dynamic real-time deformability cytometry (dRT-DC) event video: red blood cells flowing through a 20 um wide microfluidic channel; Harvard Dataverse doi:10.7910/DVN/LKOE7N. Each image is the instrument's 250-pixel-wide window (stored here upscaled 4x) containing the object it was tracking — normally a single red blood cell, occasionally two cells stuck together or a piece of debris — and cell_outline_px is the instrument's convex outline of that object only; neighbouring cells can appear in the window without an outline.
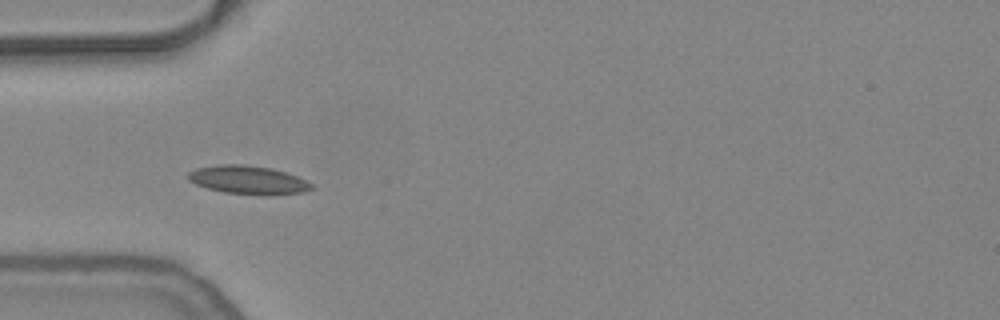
{"species": "common noctule bat (a hibernating species)", "species_latin": "Nyctalus noctula", "temperature_condition": "warm", "stored_images_in_passage": 13, "camera_frame_rate_fps": 3000, "um_per_image_px": 0.085, "animal": {"sex": "female", "body_mass_g": 24.6, "forearm_length_mm": 56.2}, "frame": {"image": 1, "passage_image": 3, "time_ms": 0.667, "image_size_px": [1000, 320], "cell_outline_px": [[316, 188], [304, 192], [264, 196], [224, 192], [208, 188], [196, 184], [188, 180], [188, 172], [196, 168], [220, 164], [244, 164], [268, 168], [284, 172], [296, 176], [312, 184]], "centroid_in_image_um": [21.09, 15.31], "position_along_channel_um": 63.9, "area_um2": 20.46}}
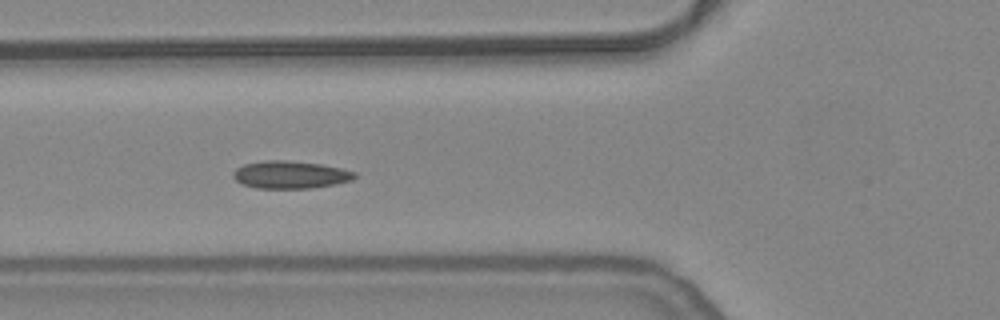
{"frame": {"image": 2, "passage_image": 6, "time_ms": 1.667, "image_size_px": [1000, 320], "cell_outline_px": [[356, 176], [352, 180], [332, 184], [308, 188], [256, 188], [240, 184], [232, 176], [232, 172], [236, 168], [244, 164], [268, 160], [284, 160], [320, 164], [340, 168], [356, 172]], "centroid_in_image_um": [24.62, 14.85], "position_along_channel_um": 101.2, "area_um2": 19.36}}
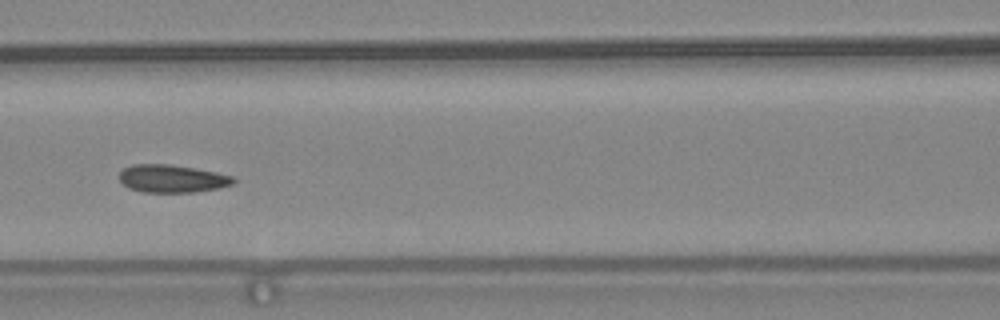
{"frame": {"image": 3, "passage_image": 10, "time_ms": 3.0, "image_size_px": [1000, 320], "cell_outline_px": [[236, 184], [220, 188], [196, 192], [140, 192], [128, 188], [120, 180], [120, 172], [124, 168], [132, 164], [168, 164], [216, 172], [232, 176], [236, 180]], "centroid_in_image_um": [14.65, 15.19], "position_along_channel_um": 152.0, "area_um2": 18.55}}